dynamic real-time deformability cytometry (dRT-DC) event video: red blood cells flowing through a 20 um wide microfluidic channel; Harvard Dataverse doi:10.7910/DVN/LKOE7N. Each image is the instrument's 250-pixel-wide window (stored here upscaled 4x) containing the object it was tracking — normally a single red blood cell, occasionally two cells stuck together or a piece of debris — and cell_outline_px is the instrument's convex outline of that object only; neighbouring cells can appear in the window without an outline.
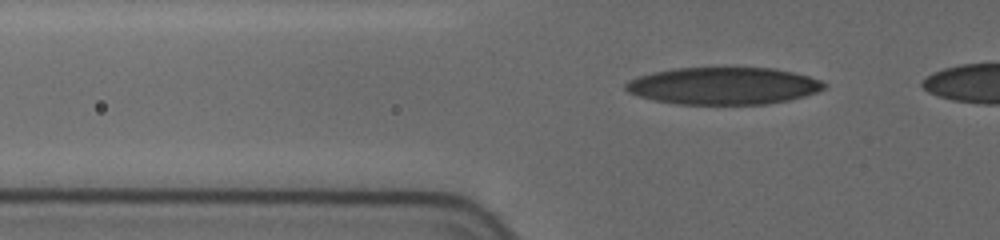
{"species": "human", "species_latin": "Homo sapiens", "temperature_condition": "cold", "stored_images_in_passage": 33, "camera_frame_rate_fps": 3000, "um_per_image_px": 0.085, "donor": {"sex": "female"}, "frame": {"image": 1, "passage_image": 7, "time_ms": 1.667, "image_size_px": [1000, 240], "cell_outline_px": [[828, 84], [824, 88], [816, 92], [804, 96], [788, 100], [764, 104], [680, 104], [656, 100], [640, 96], [628, 92], [624, 88], [624, 84], [628, 80], [652, 72], [672, 68], [772, 68], [792, 72], [808, 76], [820, 80]], "centroid_in_image_um": [61.48, 7.29], "position_along_channel_um": 64.3, "area_um2": 42.77}}
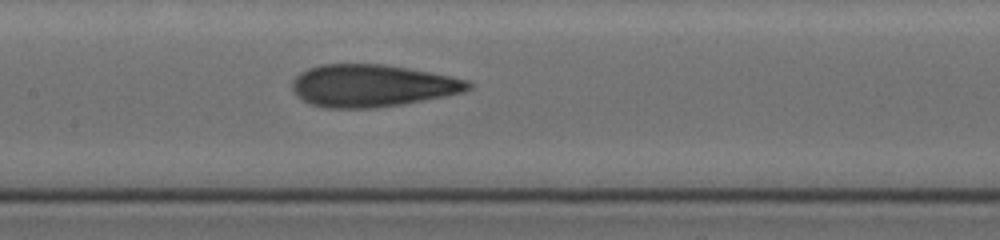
{"frame": {"image": 2, "passage_image": 20, "time_ms": 5.0, "image_size_px": [1000, 240], "cell_outline_px": [[472, 88], [464, 92], [444, 96], [400, 104], [372, 108], [324, 108], [312, 104], [296, 96], [292, 88], [292, 80], [300, 72], [308, 68], [320, 64], [384, 64], [432, 72], [452, 76], [468, 80], [472, 84]], "centroid_in_image_um": [31.62, 7.27], "position_along_channel_um": 175.8, "area_um2": 43.47}}
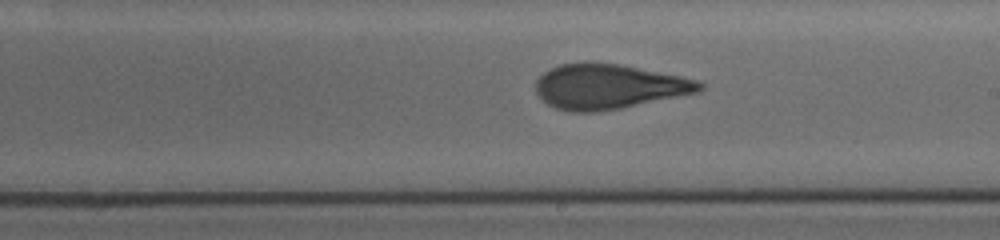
{"frame": {"image": 3, "passage_image": 29, "time_ms": 6.667, "image_size_px": [1000, 240], "cell_outline_px": [[704, 88], [700, 92], [620, 108], [596, 112], [568, 112], [556, 108], [548, 104], [536, 92], [536, 80], [544, 72], [560, 64], [584, 60], [620, 64], [680, 76], [696, 80], [704, 84]], "centroid_in_image_um": [51.72, 7.34], "position_along_channel_um": 237.3, "area_um2": 43.06}}